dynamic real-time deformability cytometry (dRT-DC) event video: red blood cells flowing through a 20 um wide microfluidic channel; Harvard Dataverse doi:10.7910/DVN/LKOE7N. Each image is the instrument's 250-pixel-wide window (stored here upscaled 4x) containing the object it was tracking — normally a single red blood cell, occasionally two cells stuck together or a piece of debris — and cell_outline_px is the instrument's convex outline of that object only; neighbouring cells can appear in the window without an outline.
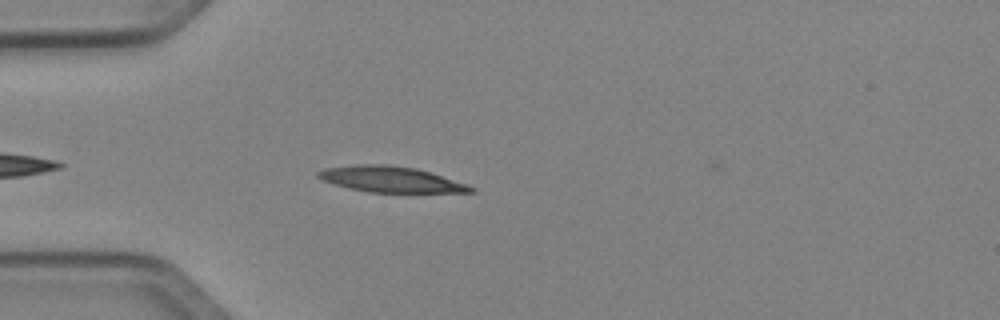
{"species": "Egyptian fruit bat (a non-hibernating species)", "species_latin": "Rousettus aegyptiacus", "temperature_condition": "cold", "stored_images_in_passage": 38, "camera_frame_rate_fps": 3000, "um_per_image_px": 0.085, "animal": {"sex": "female"}, "frame": {"image": 1, "passage_image": 5, "time_ms": 1.333, "image_size_px": [1000, 320], "cell_outline_px": [[476, 192], [368, 192], [348, 188], [324, 180], [316, 176], [316, 172], [328, 168], [356, 164], [388, 164], [416, 168], [476, 188]], "centroid_in_image_um": [33.17, 15.24], "position_along_channel_um": 51.8, "area_um2": 22.48}}
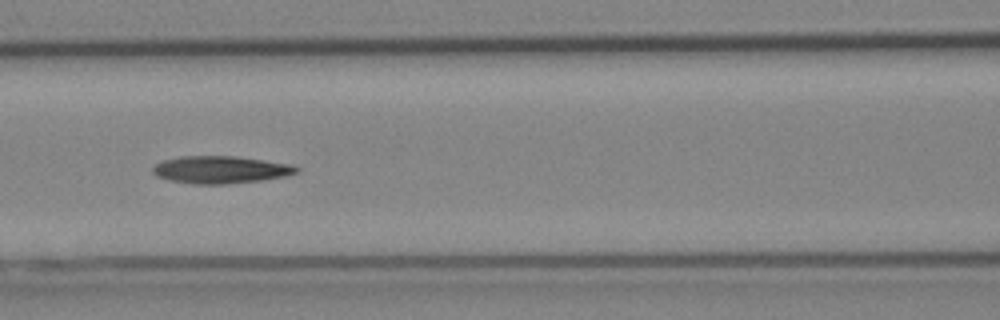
{"frame": {"image": 2, "passage_image": 13, "time_ms": 4.0, "image_size_px": [1000, 320], "cell_outline_px": [[300, 172], [284, 176], [260, 180], [224, 184], [192, 184], [168, 180], [156, 176], [152, 172], [152, 168], [156, 164], [164, 160], [180, 156], [236, 156], [288, 164], [300, 168]], "centroid_in_image_um": [18.71, 14.42], "position_along_channel_um": 147.9, "area_um2": 22.83}}
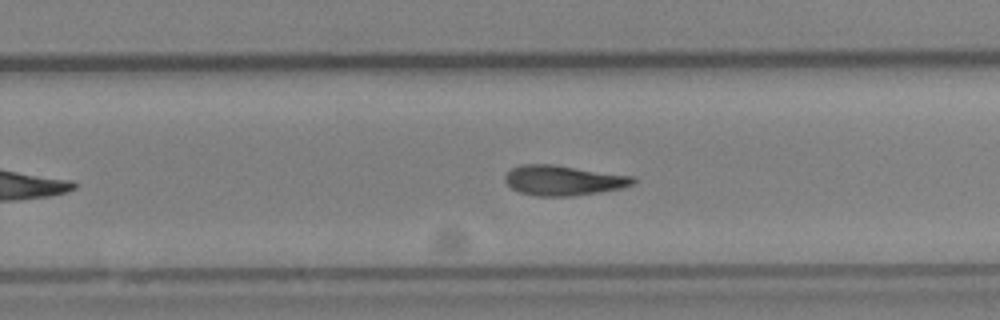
{"frame": {"image": 3, "passage_image": 23, "time_ms": 7.333, "image_size_px": [1000, 320], "cell_outline_px": [[636, 180], [632, 184], [620, 188], [572, 196], [536, 196], [520, 192], [512, 188], [504, 180], [504, 176], [512, 168], [520, 164], [556, 164], [632, 176]], "centroid_in_image_um": [47.84, 15.32], "position_along_channel_um": 282.0, "area_um2": 22.31}}